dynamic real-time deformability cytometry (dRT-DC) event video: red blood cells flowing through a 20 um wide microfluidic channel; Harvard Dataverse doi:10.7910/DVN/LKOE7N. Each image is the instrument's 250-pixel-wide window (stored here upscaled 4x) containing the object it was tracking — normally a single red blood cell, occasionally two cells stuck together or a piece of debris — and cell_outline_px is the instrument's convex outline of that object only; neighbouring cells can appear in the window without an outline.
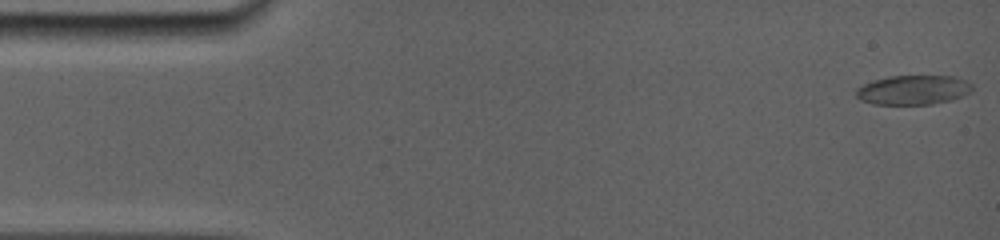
{"species": "common noctule bat (a hibernating species)", "species_latin": "Nyctalus noctula", "temperature_condition": "room temperature", "stored_images_in_passage": 73, "camera_frame_rate_fps": 5000, "um_per_image_px": 0.085, "animal": {"sex": "female", "body_mass_g": 19.0, "forearm_length_mm": 56.7}, "frame": {"image": 1, "passage_image": 1, "time_ms": 0.0, "image_size_px": [1000, 240], "cell_outline_px": [[972, 88], [968, 92], [960, 96], [948, 100], [932, 104], [872, 104], [860, 100], [856, 96], [856, 88], [872, 80], [888, 76], [952, 76], [964, 80], [972, 84]], "centroid_in_image_um": [77.55, 7.64], "position_along_channel_um": 7.4, "area_um2": 19.71}}
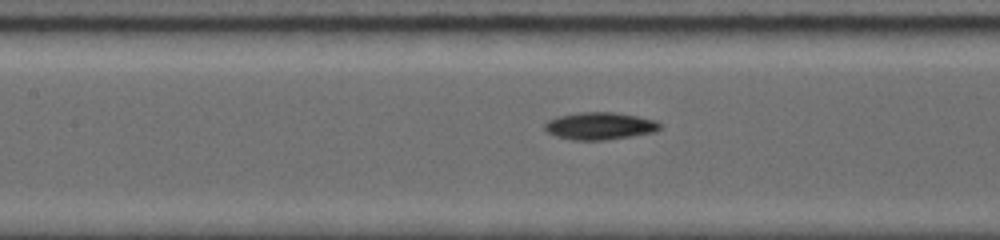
{"frame": {"image": 2, "passage_image": 32, "time_ms": 7.0, "image_size_px": [1000, 240], "cell_outline_px": [[660, 128], [656, 132], [632, 136], [604, 140], [572, 140], [556, 136], [544, 132], [544, 124], [548, 120], [556, 116], [580, 112], [612, 112], [636, 116], [656, 120], [660, 124]], "centroid_in_image_um": [50.94, 10.71], "position_along_channel_um": 156.5, "area_um2": 18.5}}
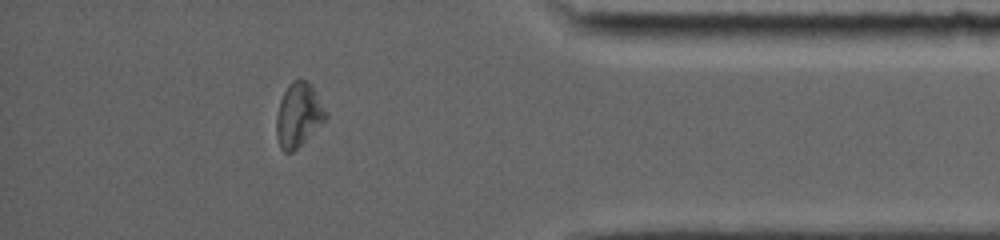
{"frame": {"image": 3, "passage_image": 63, "time_ms": 14.0, "image_size_px": [1000, 240], "cell_outline_px": [[328, 116], [292, 152], [284, 152], [280, 148], [276, 136], [276, 116], [280, 100], [288, 84], [292, 80], [308, 80], [312, 84], [328, 112]], "centroid_in_image_um": [25.36, 9.73], "position_along_channel_um": 409.8, "area_um2": 18.32}, "authors_computed_cell_mechanics": {"area_um2": 18.3226, "velocity_mm_per_s": 3.8694, "shape_relaxation_time_tau1_ms": 5.0279, "shape_relaxation_time_tau2_ms": 7.828, "deformation_change_tau1": 0.1711, "deformation_change_tau2": 0.161}}